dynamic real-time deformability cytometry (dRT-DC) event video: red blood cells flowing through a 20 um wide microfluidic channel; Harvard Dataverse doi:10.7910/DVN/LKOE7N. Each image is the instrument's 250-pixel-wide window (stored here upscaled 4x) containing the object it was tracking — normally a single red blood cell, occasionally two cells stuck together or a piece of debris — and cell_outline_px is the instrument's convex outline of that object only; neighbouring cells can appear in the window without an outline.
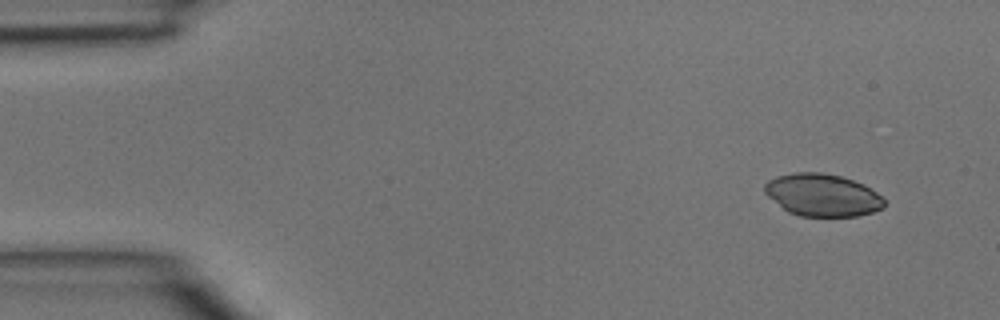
{"species": "common noctule bat (a hibernating species)", "species_latin": "Nyctalus noctula", "temperature_condition": "room temperature", "stored_images_in_passage": 3, "camera_frame_rate_fps": 3000, "um_per_image_px": 0.085, "animal": {"sex": "male", "body_mass_g": 15.6}, "frame": {"image": 1, "passage_image": 1, "time_ms": 0.0, "image_size_px": [1000, 320], "cell_outline_px": [[884, 208], [872, 212], [856, 216], [800, 216], [788, 212], [768, 196], [764, 192], [764, 184], [768, 180], [776, 176], [792, 172], [820, 172], [840, 176], [864, 184], [876, 192], [884, 200]], "centroid_in_image_um": [69.88, 16.57], "position_along_channel_um": 15.1, "area_um2": 29.54}}